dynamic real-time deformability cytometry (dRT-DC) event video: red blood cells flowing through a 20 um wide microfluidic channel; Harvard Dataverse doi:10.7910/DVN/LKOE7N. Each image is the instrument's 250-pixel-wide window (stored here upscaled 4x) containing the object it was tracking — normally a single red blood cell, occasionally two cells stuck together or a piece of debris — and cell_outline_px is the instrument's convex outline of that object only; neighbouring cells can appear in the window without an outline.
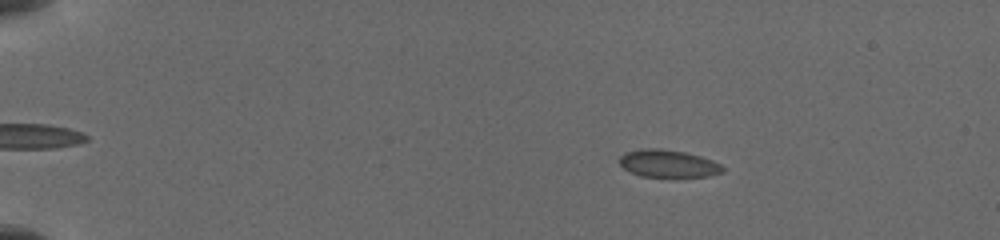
{"species": "common noctule bat (a hibernating species)", "species_latin": "Nyctalus noctula", "temperature_condition": "cold", "stored_images_in_passage": 15, "camera_frame_rate_fps": 3000, "um_per_image_px": 0.085, "animal": {"sex": "female", "body_mass_g": 19.5, "forearm_length_mm": 54.1}, "frame": {"image": 1, "passage_image": 5, "time_ms": 2.667, "image_size_px": [1000, 240], "cell_outline_px": [[724, 172], [708, 176], [676, 180], [640, 176], [624, 168], [620, 164], [620, 156], [624, 152], [644, 148], [660, 148], [684, 152], [700, 156], [712, 160], [720, 164], [724, 168]], "centroid_in_image_um": [56.82, 13.96], "position_along_channel_um": 28.2, "area_um2": 17.34}}
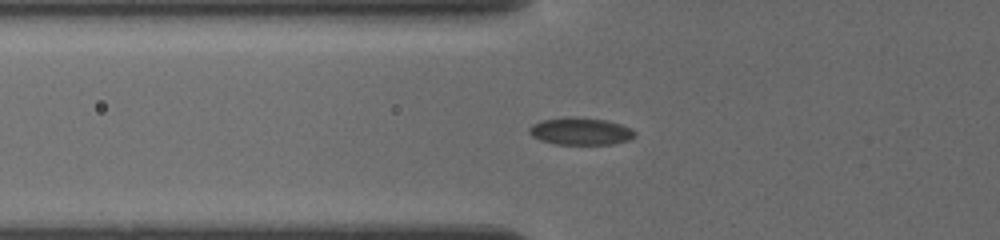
{"frame": {"image": 2, "passage_image": 11, "time_ms": 6.333, "image_size_px": [1000, 240], "cell_outline_px": [[636, 136], [628, 140], [612, 144], [556, 144], [540, 140], [532, 136], [528, 132], [528, 128], [532, 124], [540, 120], [564, 116], [576, 116], [608, 120], [620, 124], [636, 132]], "centroid_in_image_um": [49.3, 11.14], "position_along_channel_um": 76.5, "area_um2": 17.05}}
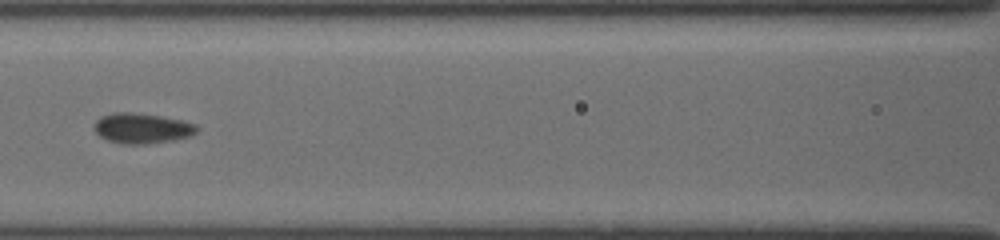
{"frame": {"image": 3, "passage_image": 14, "time_ms": 8.333, "image_size_px": [1000, 240], "cell_outline_px": [[200, 128], [192, 136], [172, 140], [144, 144], [120, 144], [108, 140], [100, 136], [92, 128], [92, 124], [100, 116], [112, 112], [132, 112], [160, 116], [180, 120], [196, 124]], "centroid_in_image_um": [12.03, 10.9], "position_along_channel_um": 154.6, "area_um2": 18.32}}